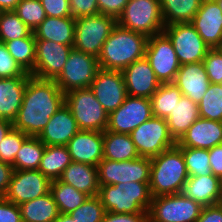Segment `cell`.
Returning a JSON list of instances; mask_svg holds the SVG:
<instances>
[{
  "label": "cell",
  "instance_id": "1",
  "mask_svg": "<svg viewBox=\"0 0 222 222\" xmlns=\"http://www.w3.org/2000/svg\"><path fill=\"white\" fill-rule=\"evenodd\" d=\"M64 104L65 94L55 80L30 76L13 128L37 137Z\"/></svg>",
  "mask_w": 222,
  "mask_h": 222
},
{
  "label": "cell",
  "instance_id": "2",
  "mask_svg": "<svg viewBox=\"0 0 222 222\" xmlns=\"http://www.w3.org/2000/svg\"><path fill=\"white\" fill-rule=\"evenodd\" d=\"M148 37L118 24L103 44L98 57L99 67L122 71L134 61L145 57Z\"/></svg>",
  "mask_w": 222,
  "mask_h": 222
},
{
  "label": "cell",
  "instance_id": "3",
  "mask_svg": "<svg viewBox=\"0 0 222 222\" xmlns=\"http://www.w3.org/2000/svg\"><path fill=\"white\" fill-rule=\"evenodd\" d=\"M150 159L149 189L152 198L179 194L189 177L182 151L174 146Z\"/></svg>",
  "mask_w": 222,
  "mask_h": 222
},
{
  "label": "cell",
  "instance_id": "4",
  "mask_svg": "<svg viewBox=\"0 0 222 222\" xmlns=\"http://www.w3.org/2000/svg\"><path fill=\"white\" fill-rule=\"evenodd\" d=\"M98 197L106 212L126 214L148 212L152 200L149 183L132 181L100 185Z\"/></svg>",
  "mask_w": 222,
  "mask_h": 222
},
{
  "label": "cell",
  "instance_id": "5",
  "mask_svg": "<svg viewBox=\"0 0 222 222\" xmlns=\"http://www.w3.org/2000/svg\"><path fill=\"white\" fill-rule=\"evenodd\" d=\"M117 24L147 37L162 33L165 25L160 0H128Z\"/></svg>",
  "mask_w": 222,
  "mask_h": 222
},
{
  "label": "cell",
  "instance_id": "6",
  "mask_svg": "<svg viewBox=\"0 0 222 222\" xmlns=\"http://www.w3.org/2000/svg\"><path fill=\"white\" fill-rule=\"evenodd\" d=\"M65 104L80 130L104 132L107 129L109 115L89 87L66 93Z\"/></svg>",
  "mask_w": 222,
  "mask_h": 222
},
{
  "label": "cell",
  "instance_id": "7",
  "mask_svg": "<svg viewBox=\"0 0 222 222\" xmlns=\"http://www.w3.org/2000/svg\"><path fill=\"white\" fill-rule=\"evenodd\" d=\"M117 25V20L104 14L75 19L73 49L99 57L103 44Z\"/></svg>",
  "mask_w": 222,
  "mask_h": 222
},
{
  "label": "cell",
  "instance_id": "8",
  "mask_svg": "<svg viewBox=\"0 0 222 222\" xmlns=\"http://www.w3.org/2000/svg\"><path fill=\"white\" fill-rule=\"evenodd\" d=\"M203 206L179 194L152 198L148 222H196Z\"/></svg>",
  "mask_w": 222,
  "mask_h": 222
},
{
  "label": "cell",
  "instance_id": "9",
  "mask_svg": "<svg viewBox=\"0 0 222 222\" xmlns=\"http://www.w3.org/2000/svg\"><path fill=\"white\" fill-rule=\"evenodd\" d=\"M129 135L141 157L152 158L177 145L166 119L155 116L140 124Z\"/></svg>",
  "mask_w": 222,
  "mask_h": 222
},
{
  "label": "cell",
  "instance_id": "10",
  "mask_svg": "<svg viewBox=\"0 0 222 222\" xmlns=\"http://www.w3.org/2000/svg\"><path fill=\"white\" fill-rule=\"evenodd\" d=\"M99 69L97 57L72 49L55 82L64 94L75 89L87 88L92 84Z\"/></svg>",
  "mask_w": 222,
  "mask_h": 222
},
{
  "label": "cell",
  "instance_id": "11",
  "mask_svg": "<svg viewBox=\"0 0 222 222\" xmlns=\"http://www.w3.org/2000/svg\"><path fill=\"white\" fill-rule=\"evenodd\" d=\"M99 185L125 182H150L151 159L138 157L127 161L102 159L97 165Z\"/></svg>",
  "mask_w": 222,
  "mask_h": 222
},
{
  "label": "cell",
  "instance_id": "12",
  "mask_svg": "<svg viewBox=\"0 0 222 222\" xmlns=\"http://www.w3.org/2000/svg\"><path fill=\"white\" fill-rule=\"evenodd\" d=\"M163 33L171 41L180 65L203 62L210 49L190 22L165 26Z\"/></svg>",
  "mask_w": 222,
  "mask_h": 222
},
{
  "label": "cell",
  "instance_id": "13",
  "mask_svg": "<svg viewBox=\"0 0 222 222\" xmlns=\"http://www.w3.org/2000/svg\"><path fill=\"white\" fill-rule=\"evenodd\" d=\"M145 57L160 83H173L180 68L171 41L162 32L148 37Z\"/></svg>",
  "mask_w": 222,
  "mask_h": 222
},
{
  "label": "cell",
  "instance_id": "14",
  "mask_svg": "<svg viewBox=\"0 0 222 222\" xmlns=\"http://www.w3.org/2000/svg\"><path fill=\"white\" fill-rule=\"evenodd\" d=\"M152 116L151 99L127 95L123 104L109 114L106 130L130 134Z\"/></svg>",
  "mask_w": 222,
  "mask_h": 222
},
{
  "label": "cell",
  "instance_id": "15",
  "mask_svg": "<svg viewBox=\"0 0 222 222\" xmlns=\"http://www.w3.org/2000/svg\"><path fill=\"white\" fill-rule=\"evenodd\" d=\"M51 181L38 169L14 170L4 198L16 205L50 192Z\"/></svg>",
  "mask_w": 222,
  "mask_h": 222
},
{
  "label": "cell",
  "instance_id": "16",
  "mask_svg": "<svg viewBox=\"0 0 222 222\" xmlns=\"http://www.w3.org/2000/svg\"><path fill=\"white\" fill-rule=\"evenodd\" d=\"M73 46L36 40V60L31 76L55 80L62 72Z\"/></svg>",
  "mask_w": 222,
  "mask_h": 222
},
{
  "label": "cell",
  "instance_id": "17",
  "mask_svg": "<svg viewBox=\"0 0 222 222\" xmlns=\"http://www.w3.org/2000/svg\"><path fill=\"white\" fill-rule=\"evenodd\" d=\"M89 88L108 115L118 109L127 97L121 71L100 68Z\"/></svg>",
  "mask_w": 222,
  "mask_h": 222
},
{
  "label": "cell",
  "instance_id": "18",
  "mask_svg": "<svg viewBox=\"0 0 222 222\" xmlns=\"http://www.w3.org/2000/svg\"><path fill=\"white\" fill-rule=\"evenodd\" d=\"M127 95L150 99L161 85L146 57L121 71Z\"/></svg>",
  "mask_w": 222,
  "mask_h": 222
},
{
  "label": "cell",
  "instance_id": "19",
  "mask_svg": "<svg viewBox=\"0 0 222 222\" xmlns=\"http://www.w3.org/2000/svg\"><path fill=\"white\" fill-rule=\"evenodd\" d=\"M190 23L209 48L222 47V11L215 0H203Z\"/></svg>",
  "mask_w": 222,
  "mask_h": 222
},
{
  "label": "cell",
  "instance_id": "20",
  "mask_svg": "<svg viewBox=\"0 0 222 222\" xmlns=\"http://www.w3.org/2000/svg\"><path fill=\"white\" fill-rule=\"evenodd\" d=\"M66 146L72 162L97 166L103 159V132L79 130Z\"/></svg>",
  "mask_w": 222,
  "mask_h": 222
},
{
  "label": "cell",
  "instance_id": "21",
  "mask_svg": "<svg viewBox=\"0 0 222 222\" xmlns=\"http://www.w3.org/2000/svg\"><path fill=\"white\" fill-rule=\"evenodd\" d=\"M77 121L64 104L49 120L37 136L46 146H66L79 131Z\"/></svg>",
  "mask_w": 222,
  "mask_h": 222
},
{
  "label": "cell",
  "instance_id": "22",
  "mask_svg": "<svg viewBox=\"0 0 222 222\" xmlns=\"http://www.w3.org/2000/svg\"><path fill=\"white\" fill-rule=\"evenodd\" d=\"M220 144H222V122L199 117L176 146L209 150Z\"/></svg>",
  "mask_w": 222,
  "mask_h": 222
},
{
  "label": "cell",
  "instance_id": "23",
  "mask_svg": "<svg viewBox=\"0 0 222 222\" xmlns=\"http://www.w3.org/2000/svg\"><path fill=\"white\" fill-rule=\"evenodd\" d=\"M180 194L203 207L222 203V180L214 174L188 177Z\"/></svg>",
  "mask_w": 222,
  "mask_h": 222
},
{
  "label": "cell",
  "instance_id": "24",
  "mask_svg": "<svg viewBox=\"0 0 222 222\" xmlns=\"http://www.w3.org/2000/svg\"><path fill=\"white\" fill-rule=\"evenodd\" d=\"M184 96L199 104L211 82L203 62L180 65L173 82Z\"/></svg>",
  "mask_w": 222,
  "mask_h": 222
},
{
  "label": "cell",
  "instance_id": "25",
  "mask_svg": "<svg viewBox=\"0 0 222 222\" xmlns=\"http://www.w3.org/2000/svg\"><path fill=\"white\" fill-rule=\"evenodd\" d=\"M29 77L0 79V119L13 122L23 102Z\"/></svg>",
  "mask_w": 222,
  "mask_h": 222
},
{
  "label": "cell",
  "instance_id": "26",
  "mask_svg": "<svg viewBox=\"0 0 222 222\" xmlns=\"http://www.w3.org/2000/svg\"><path fill=\"white\" fill-rule=\"evenodd\" d=\"M36 40H48L62 45L73 46L75 19L67 17H46L33 31Z\"/></svg>",
  "mask_w": 222,
  "mask_h": 222
},
{
  "label": "cell",
  "instance_id": "27",
  "mask_svg": "<svg viewBox=\"0 0 222 222\" xmlns=\"http://www.w3.org/2000/svg\"><path fill=\"white\" fill-rule=\"evenodd\" d=\"M60 180L88 196H96L99 193L100 185L97 166L71 162L64 169Z\"/></svg>",
  "mask_w": 222,
  "mask_h": 222
},
{
  "label": "cell",
  "instance_id": "28",
  "mask_svg": "<svg viewBox=\"0 0 222 222\" xmlns=\"http://www.w3.org/2000/svg\"><path fill=\"white\" fill-rule=\"evenodd\" d=\"M198 104L182 95L166 119L169 132L176 142L186 133L188 128L199 118Z\"/></svg>",
  "mask_w": 222,
  "mask_h": 222
},
{
  "label": "cell",
  "instance_id": "29",
  "mask_svg": "<svg viewBox=\"0 0 222 222\" xmlns=\"http://www.w3.org/2000/svg\"><path fill=\"white\" fill-rule=\"evenodd\" d=\"M103 140V159L127 161L140 157L129 134L105 130L103 132Z\"/></svg>",
  "mask_w": 222,
  "mask_h": 222
},
{
  "label": "cell",
  "instance_id": "30",
  "mask_svg": "<svg viewBox=\"0 0 222 222\" xmlns=\"http://www.w3.org/2000/svg\"><path fill=\"white\" fill-rule=\"evenodd\" d=\"M23 222H54L60 212L51 192L19 205Z\"/></svg>",
  "mask_w": 222,
  "mask_h": 222
},
{
  "label": "cell",
  "instance_id": "31",
  "mask_svg": "<svg viewBox=\"0 0 222 222\" xmlns=\"http://www.w3.org/2000/svg\"><path fill=\"white\" fill-rule=\"evenodd\" d=\"M72 162L67 146H45L38 170L50 181L59 180L64 169Z\"/></svg>",
  "mask_w": 222,
  "mask_h": 222
},
{
  "label": "cell",
  "instance_id": "32",
  "mask_svg": "<svg viewBox=\"0 0 222 222\" xmlns=\"http://www.w3.org/2000/svg\"><path fill=\"white\" fill-rule=\"evenodd\" d=\"M203 0H160L164 25L191 22Z\"/></svg>",
  "mask_w": 222,
  "mask_h": 222
},
{
  "label": "cell",
  "instance_id": "33",
  "mask_svg": "<svg viewBox=\"0 0 222 222\" xmlns=\"http://www.w3.org/2000/svg\"><path fill=\"white\" fill-rule=\"evenodd\" d=\"M50 192L60 213H70L82 205L89 197L84 192L59 180L51 181Z\"/></svg>",
  "mask_w": 222,
  "mask_h": 222
},
{
  "label": "cell",
  "instance_id": "34",
  "mask_svg": "<svg viewBox=\"0 0 222 222\" xmlns=\"http://www.w3.org/2000/svg\"><path fill=\"white\" fill-rule=\"evenodd\" d=\"M10 55L27 72L34 70L36 60V38L33 31L27 36L4 42Z\"/></svg>",
  "mask_w": 222,
  "mask_h": 222
},
{
  "label": "cell",
  "instance_id": "35",
  "mask_svg": "<svg viewBox=\"0 0 222 222\" xmlns=\"http://www.w3.org/2000/svg\"><path fill=\"white\" fill-rule=\"evenodd\" d=\"M182 95L174 83H161L150 98L153 116L167 119L175 105L179 103Z\"/></svg>",
  "mask_w": 222,
  "mask_h": 222
},
{
  "label": "cell",
  "instance_id": "36",
  "mask_svg": "<svg viewBox=\"0 0 222 222\" xmlns=\"http://www.w3.org/2000/svg\"><path fill=\"white\" fill-rule=\"evenodd\" d=\"M45 146L38 137L29 136L17 151L14 170L38 169Z\"/></svg>",
  "mask_w": 222,
  "mask_h": 222
},
{
  "label": "cell",
  "instance_id": "37",
  "mask_svg": "<svg viewBox=\"0 0 222 222\" xmlns=\"http://www.w3.org/2000/svg\"><path fill=\"white\" fill-rule=\"evenodd\" d=\"M198 108L201 118L222 122V84L211 83Z\"/></svg>",
  "mask_w": 222,
  "mask_h": 222
},
{
  "label": "cell",
  "instance_id": "38",
  "mask_svg": "<svg viewBox=\"0 0 222 222\" xmlns=\"http://www.w3.org/2000/svg\"><path fill=\"white\" fill-rule=\"evenodd\" d=\"M32 31L14 11H0V41L27 37Z\"/></svg>",
  "mask_w": 222,
  "mask_h": 222
},
{
  "label": "cell",
  "instance_id": "39",
  "mask_svg": "<svg viewBox=\"0 0 222 222\" xmlns=\"http://www.w3.org/2000/svg\"><path fill=\"white\" fill-rule=\"evenodd\" d=\"M184 156L189 177L212 174L209 163V150L191 147H178Z\"/></svg>",
  "mask_w": 222,
  "mask_h": 222
},
{
  "label": "cell",
  "instance_id": "40",
  "mask_svg": "<svg viewBox=\"0 0 222 222\" xmlns=\"http://www.w3.org/2000/svg\"><path fill=\"white\" fill-rule=\"evenodd\" d=\"M31 31L47 17L40 0H21L13 10Z\"/></svg>",
  "mask_w": 222,
  "mask_h": 222
},
{
  "label": "cell",
  "instance_id": "41",
  "mask_svg": "<svg viewBox=\"0 0 222 222\" xmlns=\"http://www.w3.org/2000/svg\"><path fill=\"white\" fill-rule=\"evenodd\" d=\"M106 210L98 197L89 196L81 206L69 214L75 222H102Z\"/></svg>",
  "mask_w": 222,
  "mask_h": 222
},
{
  "label": "cell",
  "instance_id": "42",
  "mask_svg": "<svg viewBox=\"0 0 222 222\" xmlns=\"http://www.w3.org/2000/svg\"><path fill=\"white\" fill-rule=\"evenodd\" d=\"M28 137L22 131L12 128L0 142V161L14 166L17 151Z\"/></svg>",
  "mask_w": 222,
  "mask_h": 222
},
{
  "label": "cell",
  "instance_id": "43",
  "mask_svg": "<svg viewBox=\"0 0 222 222\" xmlns=\"http://www.w3.org/2000/svg\"><path fill=\"white\" fill-rule=\"evenodd\" d=\"M27 73L10 55L5 44L0 41V79L14 78V77H30Z\"/></svg>",
  "mask_w": 222,
  "mask_h": 222
},
{
  "label": "cell",
  "instance_id": "44",
  "mask_svg": "<svg viewBox=\"0 0 222 222\" xmlns=\"http://www.w3.org/2000/svg\"><path fill=\"white\" fill-rule=\"evenodd\" d=\"M205 71L209 81L222 84V49L210 48L203 60Z\"/></svg>",
  "mask_w": 222,
  "mask_h": 222
},
{
  "label": "cell",
  "instance_id": "45",
  "mask_svg": "<svg viewBox=\"0 0 222 222\" xmlns=\"http://www.w3.org/2000/svg\"><path fill=\"white\" fill-rule=\"evenodd\" d=\"M69 5L74 19L99 14L97 0H69Z\"/></svg>",
  "mask_w": 222,
  "mask_h": 222
},
{
  "label": "cell",
  "instance_id": "46",
  "mask_svg": "<svg viewBox=\"0 0 222 222\" xmlns=\"http://www.w3.org/2000/svg\"><path fill=\"white\" fill-rule=\"evenodd\" d=\"M48 17L70 16L69 0H40Z\"/></svg>",
  "mask_w": 222,
  "mask_h": 222
},
{
  "label": "cell",
  "instance_id": "47",
  "mask_svg": "<svg viewBox=\"0 0 222 222\" xmlns=\"http://www.w3.org/2000/svg\"><path fill=\"white\" fill-rule=\"evenodd\" d=\"M97 3L99 13L117 20L123 13L128 0H97Z\"/></svg>",
  "mask_w": 222,
  "mask_h": 222
},
{
  "label": "cell",
  "instance_id": "48",
  "mask_svg": "<svg viewBox=\"0 0 222 222\" xmlns=\"http://www.w3.org/2000/svg\"><path fill=\"white\" fill-rule=\"evenodd\" d=\"M0 222H23L19 205L0 198Z\"/></svg>",
  "mask_w": 222,
  "mask_h": 222
},
{
  "label": "cell",
  "instance_id": "49",
  "mask_svg": "<svg viewBox=\"0 0 222 222\" xmlns=\"http://www.w3.org/2000/svg\"><path fill=\"white\" fill-rule=\"evenodd\" d=\"M102 222H148V212L133 214L106 212Z\"/></svg>",
  "mask_w": 222,
  "mask_h": 222
},
{
  "label": "cell",
  "instance_id": "50",
  "mask_svg": "<svg viewBox=\"0 0 222 222\" xmlns=\"http://www.w3.org/2000/svg\"><path fill=\"white\" fill-rule=\"evenodd\" d=\"M196 222H222V203L203 207Z\"/></svg>",
  "mask_w": 222,
  "mask_h": 222
},
{
  "label": "cell",
  "instance_id": "51",
  "mask_svg": "<svg viewBox=\"0 0 222 222\" xmlns=\"http://www.w3.org/2000/svg\"><path fill=\"white\" fill-rule=\"evenodd\" d=\"M209 163L212 174L222 180V144L209 149Z\"/></svg>",
  "mask_w": 222,
  "mask_h": 222
},
{
  "label": "cell",
  "instance_id": "52",
  "mask_svg": "<svg viewBox=\"0 0 222 222\" xmlns=\"http://www.w3.org/2000/svg\"><path fill=\"white\" fill-rule=\"evenodd\" d=\"M13 173L14 167L11 164L0 161V198L6 195Z\"/></svg>",
  "mask_w": 222,
  "mask_h": 222
},
{
  "label": "cell",
  "instance_id": "53",
  "mask_svg": "<svg viewBox=\"0 0 222 222\" xmlns=\"http://www.w3.org/2000/svg\"><path fill=\"white\" fill-rule=\"evenodd\" d=\"M13 128V122L0 119V142Z\"/></svg>",
  "mask_w": 222,
  "mask_h": 222
},
{
  "label": "cell",
  "instance_id": "54",
  "mask_svg": "<svg viewBox=\"0 0 222 222\" xmlns=\"http://www.w3.org/2000/svg\"><path fill=\"white\" fill-rule=\"evenodd\" d=\"M21 0H0V11H13Z\"/></svg>",
  "mask_w": 222,
  "mask_h": 222
},
{
  "label": "cell",
  "instance_id": "55",
  "mask_svg": "<svg viewBox=\"0 0 222 222\" xmlns=\"http://www.w3.org/2000/svg\"><path fill=\"white\" fill-rule=\"evenodd\" d=\"M54 222H75L69 213H60Z\"/></svg>",
  "mask_w": 222,
  "mask_h": 222
},
{
  "label": "cell",
  "instance_id": "56",
  "mask_svg": "<svg viewBox=\"0 0 222 222\" xmlns=\"http://www.w3.org/2000/svg\"><path fill=\"white\" fill-rule=\"evenodd\" d=\"M217 2V4L219 5V7L221 8L222 11V0H215Z\"/></svg>",
  "mask_w": 222,
  "mask_h": 222
}]
</instances>
